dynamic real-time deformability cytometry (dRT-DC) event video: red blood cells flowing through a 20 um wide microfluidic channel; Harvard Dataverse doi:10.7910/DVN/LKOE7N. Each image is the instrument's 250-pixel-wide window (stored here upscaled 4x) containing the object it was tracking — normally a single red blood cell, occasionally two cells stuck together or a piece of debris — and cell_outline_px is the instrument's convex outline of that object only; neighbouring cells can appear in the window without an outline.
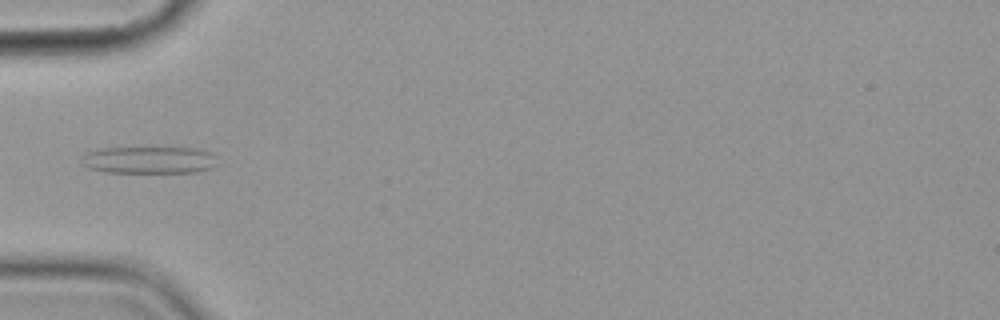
{"species": "common noctule bat (a hibernating species)", "species_latin": "Nyctalus noctula", "temperature_condition": "cold", "stored_images_in_passage": 7, "camera_frame_rate_fps": 3000, "um_per_image_px": 0.085, "animal": {"sex": "female", "body_mass_g": 19.9}, "frame": {"image": 1, "passage_image": 5, "time_ms": 5.667, "image_size_px": [1000, 320], "cell_outline_px": [[220, 164], [212, 168], [196, 172], [104, 172], [88, 168], [80, 164], [80, 156], [88, 152], [100, 148], [152, 144], [196, 148], [212, 152], [216, 156]], "centroid_in_image_um": [12.69, 13.53], "position_along_channel_um": 72.3, "area_um2": 23.24}}
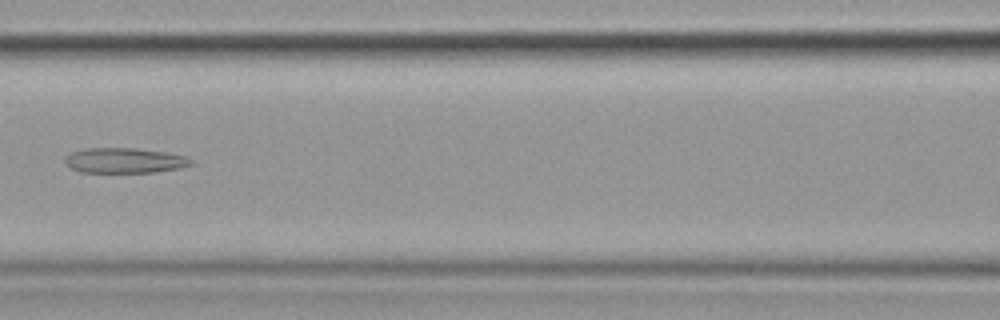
{"frame": {"image": 2, "passage_image": 7, "time_ms": 8.0, "image_size_px": [1000, 320], "cell_outline_px": [[192, 164], [180, 168], [152, 172], [80, 172], [72, 168], [64, 160], [72, 152], [88, 148], [136, 148], [168, 152], [188, 156], [192, 160]], "centroid_in_image_um": [10.65, 13.63], "position_along_channel_um": 155.9, "area_um2": 18.38}}